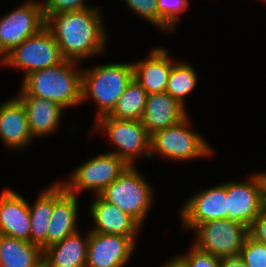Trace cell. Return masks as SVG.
Instances as JSON below:
<instances>
[{"label": "cell", "mask_w": 266, "mask_h": 267, "mask_svg": "<svg viewBox=\"0 0 266 267\" xmlns=\"http://www.w3.org/2000/svg\"><path fill=\"white\" fill-rule=\"evenodd\" d=\"M64 60L52 33L44 27L11 50L3 58L2 67L21 69L24 78L30 72L58 65Z\"/></svg>", "instance_id": "8"}, {"label": "cell", "mask_w": 266, "mask_h": 267, "mask_svg": "<svg viewBox=\"0 0 266 267\" xmlns=\"http://www.w3.org/2000/svg\"><path fill=\"white\" fill-rule=\"evenodd\" d=\"M185 107L167 92L148 94L142 124L151 136L157 131L178 124L189 115Z\"/></svg>", "instance_id": "19"}, {"label": "cell", "mask_w": 266, "mask_h": 267, "mask_svg": "<svg viewBox=\"0 0 266 267\" xmlns=\"http://www.w3.org/2000/svg\"><path fill=\"white\" fill-rule=\"evenodd\" d=\"M133 79L132 62L108 63L82 68V103L89 98L95 102V120L108 115Z\"/></svg>", "instance_id": "3"}, {"label": "cell", "mask_w": 266, "mask_h": 267, "mask_svg": "<svg viewBox=\"0 0 266 267\" xmlns=\"http://www.w3.org/2000/svg\"><path fill=\"white\" fill-rule=\"evenodd\" d=\"M185 267H220V258L208 254L191 245L189 251L183 255H176Z\"/></svg>", "instance_id": "28"}, {"label": "cell", "mask_w": 266, "mask_h": 267, "mask_svg": "<svg viewBox=\"0 0 266 267\" xmlns=\"http://www.w3.org/2000/svg\"><path fill=\"white\" fill-rule=\"evenodd\" d=\"M2 63H3V59L0 56V66H2Z\"/></svg>", "instance_id": "35"}, {"label": "cell", "mask_w": 266, "mask_h": 267, "mask_svg": "<svg viewBox=\"0 0 266 267\" xmlns=\"http://www.w3.org/2000/svg\"><path fill=\"white\" fill-rule=\"evenodd\" d=\"M263 177H264V180H265V196H266V172H263Z\"/></svg>", "instance_id": "34"}, {"label": "cell", "mask_w": 266, "mask_h": 267, "mask_svg": "<svg viewBox=\"0 0 266 267\" xmlns=\"http://www.w3.org/2000/svg\"><path fill=\"white\" fill-rule=\"evenodd\" d=\"M197 74L195 67L190 63L174 59L165 92L186 108L185 96L198 84Z\"/></svg>", "instance_id": "25"}, {"label": "cell", "mask_w": 266, "mask_h": 267, "mask_svg": "<svg viewBox=\"0 0 266 267\" xmlns=\"http://www.w3.org/2000/svg\"><path fill=\"white\" fill-rule=\"evenodd\" d=\"M137 238L89 231L86 267H125L136 249Z\"/></svg>", "instance_id": "13"}, {"label": "cell", "mask_w": 266, "mask_h": 267, "mask_svg": "<svg viewBox=\"0 0 266 267\" xmlns=\"http://www.w3.org/2000/svg\"><path fill=\"white\" fill-rule=\"evenodd\" d=\"M160 267H185L183 265V263L175 256L174 258H171L170 260H168V262L166 261L164 264H162V266Z\"/></svg>", "instance_id": "33"}, {"label": "cell", "mask_w": 266, "mask_h": 267, "mask_svg": "<svg viewBox=\"0 0 266 267\" xmlns=\"http://www.w3.org/2000/svg\"><path fill=\"white\" fill-rule=\"evenodd\" d=\"M183 230H193L198 224L227 219L226 181L194 193L179 210Z\"/></svg>", "instance_id": "12"}, {"label": "cell", "mask_w": 266, "mask_h": 267, "mask_svg": "<svg viewBox=\"0 0 266 267\" xmlns=\"http://www.w3.org/2000/svg\"><path fill=\"white\" fill-rule=\"evenodd\" d=\"M78 198L67 192L60 181L54 183V208L48 226L47 247L79 230Z\"/></svg>", "instance_id": "14"}, {"label": "cell", "mask_w": 266, "mask_h": 267, "mask_svg": "<svg viewBox=\"0 0 266 267\" xmlns=\"http://www.w3.org/2000/svg\"><path fill=\"white\" fill-rule=\"evenodd\" d=\"M220 267H246L244 261L241 257L232 256L227 258H221Z\"/></svg>", "instance_id": "32"}, {"label": "cell", "mask_w": 266, "mask_h": 267, "mask_svg": "<svg viewBox=\"0 0 266 267\" xmlns=\"http://www.w3.org/2000/svg\"><path fill=\"white\" fill-rule=\"evenodd\" d=\"M0 139L6 149L23 151L32 143L27 113L22 102L13 97L0 102Z\"/></svg>", "instance_id": "15"}, {"label": "cell", "mask_w": 266, "mask_h": 267, "mask_svg": "<svg viewBox=\"0 0 266 267\" xmlns=\"http://www.w3.org/2000/svg\"><path fill=\"white\" fill-rule=\"evenodd\" d=\"M28 206L31 220L30 242L44 250L47 248L48 226L54 208V183L42 189L32 206L30 203Z\"/></svg>", "instance_id": "23"}, {"label": "cell", "mask_w": 266, "mask_h": 267, "mask_svg": "<svg viewBox=\"0 0 266 267\" xmlns=\"http://www.w3.org/2000/svg\"><path fill=\"white\" fill-rule=\"evenodd\" d=\"M92 128L109 138L116 148L109 152L123 159L129 166H134V161L140 156L150 158L151 136L140 120H119L105 115L94 120Z\"/></svg>", "instance_id": "6"}, {"label": "cell", "mask_w": 266, "mask_h": 267, "mask_svg": "<svg viewBox=\"0 0 266 267\" xmlns=\"http://www.w3.org/2000/svg\"><path fill=\"white\" fill-rule=\"evenodd\" d=\"M190 122V117L187 116L178 124L152 134L149 159L155 154L161 159L174 162L212 157L215 150L201 134L190 129Z\"/></svg>", "instance_id": "4"}, {"label": "cell", "mask_w": 266, "mask_h": 267, "mask_svg": "<svg viewBox=\"0 0 266 267\" xmlns=\"http://www.w3.org/2000/svg\"><path fill=\"white\" fill-rule=\"evenodd\" d=\"M43 2L26 0L0 17V56L3 59L25 39L39 33L46 24Z\"/></svg>", "instance_id": "10"}, {"label": "cell", "mask_w": 266, "mask_h": 267, "mask_svg": "<svg viewBox=\"0 0 266 267\" xmlns=\"http://www.w3.org/2000/svg\"><path fill=\"white\" fill-rule=\"evenodd\" d=\"M89 231L80 230L43 250L45 267H86Z\"/></svg>", "instance_id": "21"}, {"label": "cell", "mask_w": 266, "mask_h": 267, "mask_svg": "<svg viewBox=\"0 0 266 267\" xmlns=\"http://www.w3.org/2000/svg\"><path fill=\"white\" fill-rule=\"evenodd\" d=\"M99 196L119 207L121 211L133 217L141 226L153 205L154 190L150 183L141 175L137 166L127 169L108 185Z\"/></svg>", "instance_id": "5"}, {"label": "cell", "mask_w": 266, "mask_h": 267, "mask_svg": "<svg viewBox=\"0 0 266 267\" xmlns=\"http://www.w3.org/2000/svg\"><path fill=\"white\" fill-rule=\"evenodd\" d=\"M24 105L31 135L44 138L58 132L63 107L51 100L34 96H16Z\"/></svg>", "instance_id": "20"}, {"label": "cell", "mask_w": 266, "mask_h": 267, "mask_svg": "<svg viewBox=\"0 0 266 267\" xmlns=\"http://www.w3.org/2000/svg\"><path fill=\"white\" fill-rule=\"evenodd\" d=\"M134 13L159 28V13L157 0H123Z\"/></svg>", "instance_id": "29"}, {"label": "cell", "mask_w": 266, "mask_h": 267, "mask_svg": "<svg viewBox=\"0 0 266 267\" xmlns=\"http://www.w3.org/2000/svg\"><path fill=\"white\" fill-rule=\"evenodd\" d=\"M80 63L64 60L58 65L30 72L22 79L17 96H34L57 103L64 109L82 104Z\"/></svg>", "instance_id": "2"}, {"label": "cell", "mask_w": 266, "mask_h": 267, "mask_svg": "<svg viewBox=\"0 0 266 267\" xmlns=\"http://www.w3.org/2000/svg\"><path fill=\"white\" fill-rule=\"evenodd\" d=\"M227 220L250 227L266 207L263 172L253 173L244 182H226Z\"/></svg>", "instance_id": "11"}, {"label": "cell", "mask_w": 266, "mask_h": 267, "mask_svg": "<svg viewBox=\"0 0 266 267\" xmlns=\"http://www.w3.org/2000/svg\"><path fill=\"white\" fill-rule=\"evenodd\" d=\"M89 205L90 216L95 224L89 231L102 234H118L136 238L142 226L118 206L106 202L99 195Z\"/></svg>", "instance_id": "16"}, {"label": "cell", "mask_w": 266, "mask_h": 267, "mask_svg": "<svg viewBox=\"0 0 266 267\" xmlns=\"http://www.w3.org/2000/svg\"><path fill=\"white\" fill-rule=\"evenodd\" d=\"M159 13V30L173 33L176 30L181 13L189 9V0H157Z\"/></svg>", "instance_id": "26"}, {"label": "cell", "mask_w": 266, "mask_h": 267, "mask_svg": "<svg viewBox=\"0 0 266 267\" xmlns=\"http://www.w3.org/2000/svg\"><path fill=\"white\" fill-rule=\"evenodd\" d=\"M147 95L145 89L133 78L107 116L119 120L141 121L145 111Z\"/></svg>", "instance_id": "24"}, {"label": "cell", "mask_w": 266, "mask_h": 267, "mask_svg": "<svg viewBox=\"0 0 266 267\" xmlns=\"http://www.w3.org/2000/svg\"><path fill=\"white\" fill-rule=\"evenodd\" d=\"M239 256L246 267H266V245L247 237Z\"/></svg>", "instance_id": "27"}, {"label": "cell", "mask_w": 266, "mask_h": 267, "mask_svg": "<svg viewBox=\"0 0 266 267\" xmlns=\"http://www.w3.org/2000/svg\"><path fill=\"white\" fill-rule=\"evenodd\" d=\"M31 220L28 201L12 189L0 195V235L30 242Z\"/></svg>", "instance_id": "18"}, {"label": "cell", "mask_w": 266, "mask_h": 267, "mask_svg": "<svg viewBox=\"0 0 266 267\" xmlns=\"http://www.w3.org/2000/svg\"><path fill=\"white\" fill-rule=\"evenodd\" d=\"M102 10H85L44 15L45 27L52 33L65 60L77 63L104 54L108 33Z\"/></svg>", "instance_id": "1"}, {"label": "cell", "mask_w": 266, "mask_h": 267, "mask_svg": "<svg viewBox=\"0 0 266 267\" xmlns=\"http://www.w3.org/2000/svg\"><path fill=\"white\" fill-rule=\"evenodd\" d=\"M86 0H46L43 1L44 15H55L62 12L85 10L88 8H98L87 5Z\"/></svg>", "instance_id": "30"}, {"label": "cell", "mask_w": 266, "mask_h": 267, "mask_svg": "<svg viewBox=\"0 0 266 267\" xmlns=\"http://www.w3.org/2000/svg\"><path fill=\"white\" fill-rule=\"evenodd\" d=\"M43 250L26 240L0 235V267H40Z\"/></svg>", "instance_id": "22"}, {"label": "cell", "mask_w": 266, "mask_h": 267, "mask_svg": "<svg viewBox=\"0 0 266 267\" xmlns=\"http://www.w3.org/2000/svg\"><path fill=\"white\" fill-rule=\"evenodd\" d=\"M173 59L167 49L162 46L154 47L147 58L132 62L133 78L147 94L165 92Z\"/></svg>", "instance_id": "17"}, {"label": "cell", "mask_w": 266, "mask_h": 267, "mask_svg": "<svg viewBox=\"0 0 266 267\" xmlns=\"http://www.w3.org/2000/svg\"><path fill=\"white\" fill-rule=\"evenodd\" d=\"M249 235L256 241L266 245V207L249 227Z\"/></svg>", "instance_id": "31"}, {"label": "cell", "mask_w": 266, "mask_h": 267, "mask_svg": "<svg viewBox=\"0 0 266 267\" xmlns=\"http://www.w3.org/2000/svg\"><path fill=\"white\" fill-rule=\"evenodd\" d=\"M129 165L117 155L106 152L81 163L72 171L69 180L60 181L65 190L76 196L92 190L99 195L108 185L117 180Z\"/></svg>", "instance_id": "7"}, {"label": "cell", "mask_w": 266, "mask_h": 267, "mask_svg": "<svg viewBox=\"0 0 266 267\" xmlns=\"http://www.w3.org/2000/svg\"><path fill=\"white\" fill-rule=\"evenodd\" d=\"M192 245L217 258L238 256L249 236V227L231 220H212L194 229Z\"/></svg>", "instance_id": "9"}]
</instances>
